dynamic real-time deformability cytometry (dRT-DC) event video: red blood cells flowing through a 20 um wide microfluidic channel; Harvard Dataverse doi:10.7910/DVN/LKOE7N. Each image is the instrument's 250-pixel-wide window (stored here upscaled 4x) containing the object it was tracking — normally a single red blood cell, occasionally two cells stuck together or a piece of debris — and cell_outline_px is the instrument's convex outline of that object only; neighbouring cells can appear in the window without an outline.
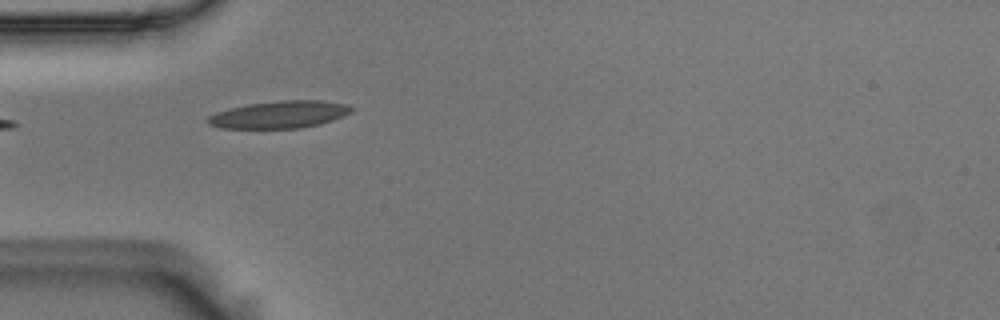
{"species": "Egyptian fruit bat (a non-hibernating species)", "species_latin": "Rousettus aegyptiacus", "temperature_condition": "room temperature", "stored_images_in_passage": 5, "camera_frame_rate_fps": 3000, "um_per_image_px": 0.085, "animal": {"sex": "male"}, "frame": {"image": 1, "passage_image": 4, "time_ms": 1.0, "image_size_px": [1000, 320], "cell_outline_px": [[352, 112], [332, 120], [320, 124], [300, 128], [220, 128], [208, 124], [208, 116], [216, 112], [228, 108], [248, 104], [280, 100], [324, 100], [344, 104], [352, 108]], "centroid_in_image_um": [23.73, 9.73], "position_along_channel_um": 61.3, "area_um2": 22.77}}
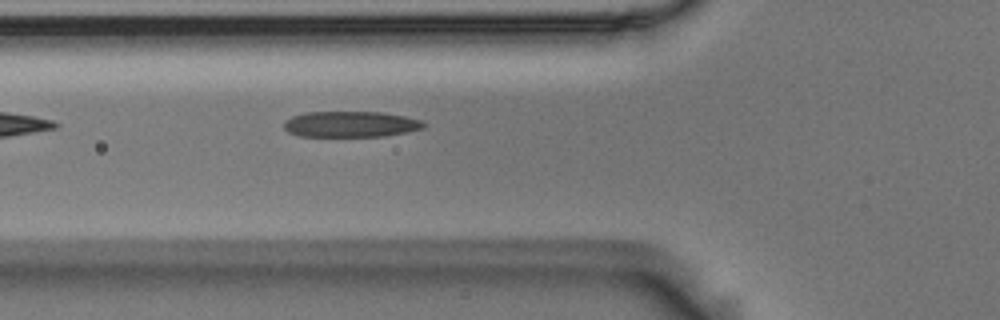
{"frame": {"image": 2, "passage_image": 5, "time_ms": 1.333, "image_size_px": [1000, 320], "cell_outline_px": [[428, 124], [424, 128], [408, 132], [384, 136], [300, 136], [288, 132], [284, 128], [284, 120], [292, 116], [304, 112], [384, 112], [404, 116], [420, 120]], "centroid_in_image_um": [29.81, 10.55], "position_along_channel_um": 96.0, "area_um2": 21.21}}